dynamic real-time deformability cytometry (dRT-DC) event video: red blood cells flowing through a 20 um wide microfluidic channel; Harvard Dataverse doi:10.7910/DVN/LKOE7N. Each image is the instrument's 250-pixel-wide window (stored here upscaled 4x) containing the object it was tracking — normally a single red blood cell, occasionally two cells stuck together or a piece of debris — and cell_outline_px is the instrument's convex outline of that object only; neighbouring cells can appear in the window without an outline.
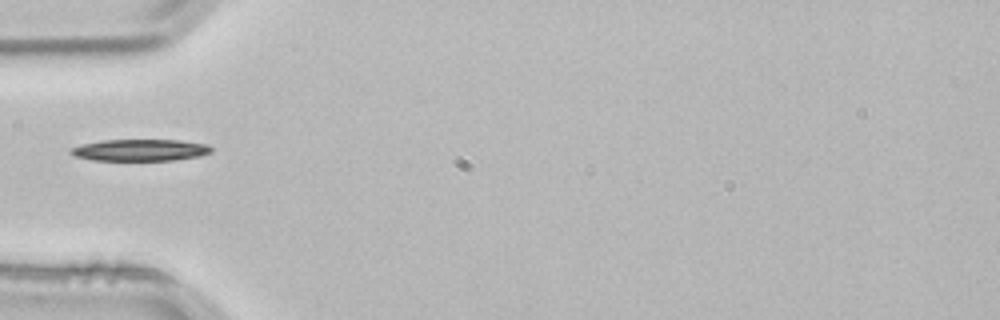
{"species": "common noctule bat (a hibernating species)", "species_latin": "Nyctalus noctula", "temperature_condition": "room temperature", "stored_images_in_passage": 2, "camera_frame_rate_fps": 3000, "um_per_image_px": 0.085, "animal": {"sex": "male", "body_mass_g": 21.5, "forearm_length_mm": 52.0}, "frame": {"image": 1, "passage_image": 2, "time_ms": 0.333, "image_size_px": [1000, 320], "cell_outline_px": [[212, 152], [200, 156], [172, 160], [92, 160], [76, 156], [68, 152], [68, 148], [80, 144], [104, 140], [180, 140], [208, 144], [212, 148]], "centroid_in_image_um": [11.89, 12.75], "position_along_channel_um": 73.1, "area_um2": 17.86}}